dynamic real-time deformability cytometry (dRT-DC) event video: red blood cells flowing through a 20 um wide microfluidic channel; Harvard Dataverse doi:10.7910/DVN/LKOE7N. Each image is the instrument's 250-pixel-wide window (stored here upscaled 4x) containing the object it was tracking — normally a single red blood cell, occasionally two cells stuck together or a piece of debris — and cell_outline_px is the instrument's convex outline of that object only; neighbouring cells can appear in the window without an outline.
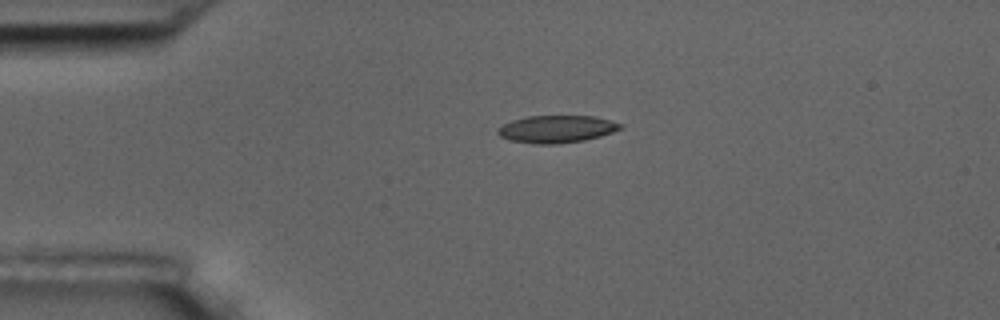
{"species": "common noctule bat (a hibernating species)", "species_latin": "Nyctalus noctula", "temperature_condition": "room temperature", "stored_images_in_passage": 2, "camera_frame_rate_fps": 3000, "um_per_image_px": 0.085, "animal": {"sex": "male", "body_mass_g": 17.5, "forearm_length_mm": 52.3}, "frame": {"image": 1, "passage_image": 1, "time_ms": 0.0, "image_size_px": [1000, 320], "cell_outline_px": [[624, 128], [600, 136], [584, 140], [556, 144], [536, 144], [508, 140], [500, 136], [496, 132], [496, 128], [512, 120], [528, 116], [592, 116], [624, 124]], "centroid_in_image_um": [47.29, 10.97], "position_along_channel_um": 37.7, "area_um2": 19.59}}